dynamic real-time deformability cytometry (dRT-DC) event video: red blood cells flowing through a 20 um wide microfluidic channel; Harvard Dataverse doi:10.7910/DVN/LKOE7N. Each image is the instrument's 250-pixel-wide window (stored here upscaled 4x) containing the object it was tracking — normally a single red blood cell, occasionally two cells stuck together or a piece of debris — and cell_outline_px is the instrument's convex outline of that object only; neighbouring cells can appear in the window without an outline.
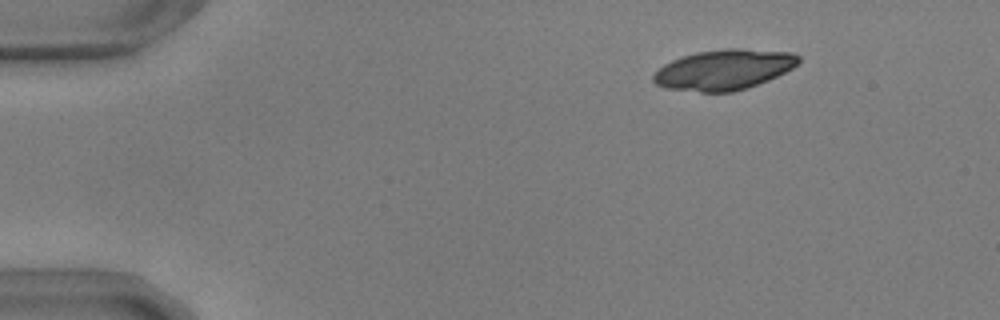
{"species": "common noctule bat (a hibernating species)", "species_latin": "Nyctalus noctula", "temperature_condition": "warm", "stored_images_in_passage": 49, "camera_frame_rate_fps": 3000, "um_per_image_px": 0.085, "animal": {"sex": "male", "body_mass_g": 17.9, "forearm_length_mm": 54.2}, "frame": {"image": 1, "passage_image": 1, "time_ms": 0.0, "image_size_px": [1000, 320], "cell_outline_px": [[800, 60], [792, 68], [768, 80], [748, 88], [732, 92], [700, 92], [664, 88], [656, 84], [652, 80], [652, 76], [664, 64], [672, 60], [696, 52], [724, 48], [740, 48], [792, 52], [800, 56]], "centroid_in_image_um": [61.53, 5.92], "position_along_channel_um": 23.5, "area_um2": 34.16}}